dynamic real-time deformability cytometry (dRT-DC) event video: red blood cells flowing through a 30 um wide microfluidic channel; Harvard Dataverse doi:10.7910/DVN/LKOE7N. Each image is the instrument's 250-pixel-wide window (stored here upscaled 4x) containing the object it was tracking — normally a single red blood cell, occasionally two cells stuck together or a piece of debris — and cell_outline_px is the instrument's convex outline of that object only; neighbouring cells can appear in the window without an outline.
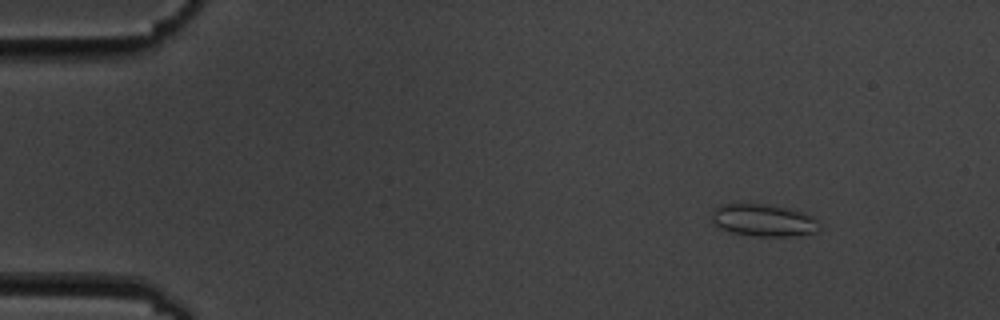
{"species": "common noctule bat (a hibernating species)", "species_latin": "Nyctalus noctula", "temperature_condition": "cold", "stored_images_in_passage": 3, "camera_frame_rate_fps": 3000, "um_per_image_px": 0.085, "animal": {"sex": "male", "body_mass_g": 19.5, "forearm_length_mm": 54.6}, "frame": {"image": 1, "passage_image": 1, "time_ms": 0.0, "image_size_px": [1000, 320], "cell_outline_px": [[820, 228], [816, 232], [800, 236], [752, 236], [732, 232], [720, 228], [712, 220], [712, 208], [720, 204], [764, 204], [788, 208], [812, 216], [816, 220]], "centroid_in_image_um": [64.88, 18.73], "position_along_channel_um": 20.1, "area_um2": 20.23}}
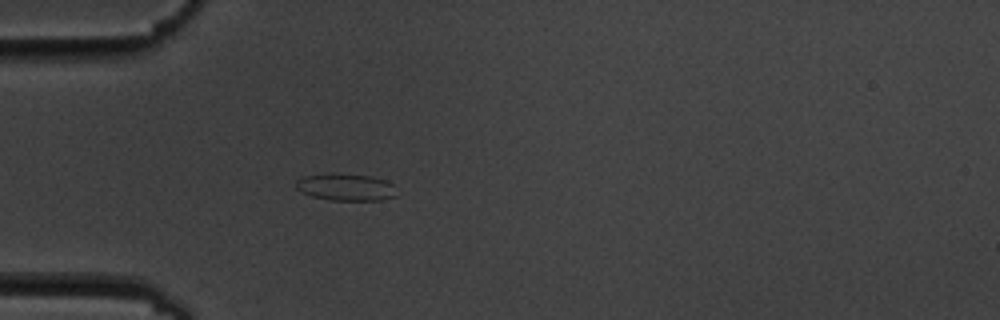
{"frame": {"image": 2, "passage_image": 3, "time_ms": 3.333, "image_size_px": [1000, 320], "cell_outline_px": [[396, 196], [380, 200], [332, 200], [312, 196], [300, 192], [296, 188], [296, 180], [304, 176], [332, 172], [372, 176], [388, 180], [392, 184]], "centroid_in_image_um": [29.37, 15.88], "position_along_channel_um": 55.6, "area_um2": 16.07}}